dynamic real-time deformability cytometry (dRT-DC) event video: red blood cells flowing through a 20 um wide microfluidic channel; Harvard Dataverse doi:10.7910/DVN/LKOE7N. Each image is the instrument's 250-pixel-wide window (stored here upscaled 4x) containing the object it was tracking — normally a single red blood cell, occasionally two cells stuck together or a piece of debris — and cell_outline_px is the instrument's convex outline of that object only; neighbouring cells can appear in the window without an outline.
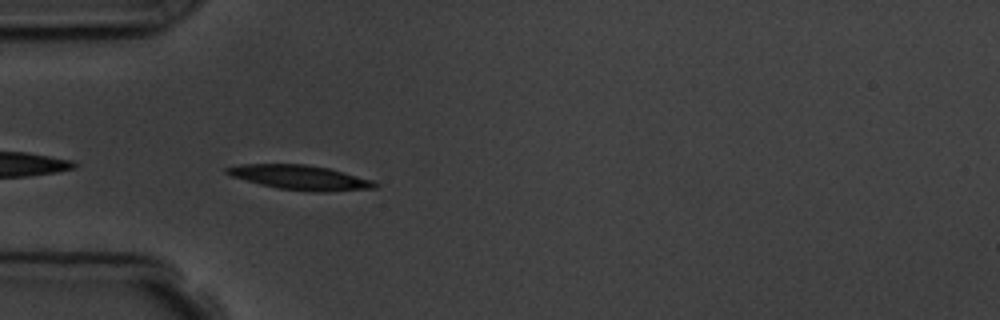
{"species": "common noctule bat (a hibernating species)", "species_latin": "Nyctalus noctula", "temperature_condition": "room temperature", "stored_images_in_passage": 4, "camera_frame_rate_fps": 3000, "um_per_image_px": 0.085, "animal": {"sex": "male", "body_mass_g": 19.5, "forearm_length_mm": 54.6}, "frame": {"image": 1, "passage_image": 4, "time_ms": 3.333, "image_size_px": [1000, 320], "cell_outline_px": [[380, 184], [376, 188], [328, 192], [312, 192], [280, 188], [260, 184], [232, 176], [224, 172], [224, 168], [240, 164], [304, 164], [328, 168], [372, 180]], "centroid_in_image_um": [25.53, 15.09], "position_along_channel_um": 59.5, "area_um2": 21.1}}